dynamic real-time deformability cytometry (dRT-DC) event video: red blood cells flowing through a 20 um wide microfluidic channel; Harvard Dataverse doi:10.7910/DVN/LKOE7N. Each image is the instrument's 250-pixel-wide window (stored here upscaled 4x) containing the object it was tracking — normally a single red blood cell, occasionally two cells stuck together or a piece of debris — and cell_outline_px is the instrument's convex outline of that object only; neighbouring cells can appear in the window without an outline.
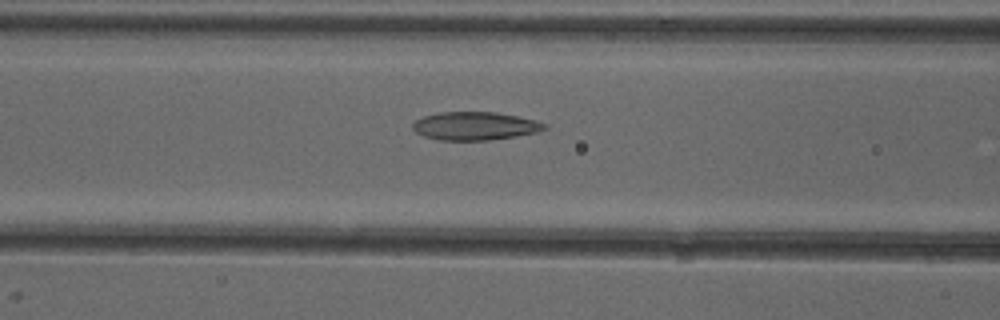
{"species": "common noctule bat (a hibernating species)", "species_latin": "Nyctalus noctula", "temperature_condition": "cold", "stored_images_in_passage": 42, "camera_frame_rate_fps": 3000, "um_per_image_px": 0.085, "animal": {"sex": "female"}, "frame": {"image": 1, "passage_image": 12, "time_ms": 3.667, "image_size_px": [1000, 320], "cell_outline_px": [[548, 128], [536, 132], [516, 136], [488, 140], [440, 140], [424, 136], [416, 132], [412, 128], [412, 124], [416, 120], [424, 116], [436, 112], [496, 112], [536, 120], [548, 124]], "centroid_in_image_um": [40.38, 10.7], "position_along_channel_um": 126.2, "area_um2": 21.68}}
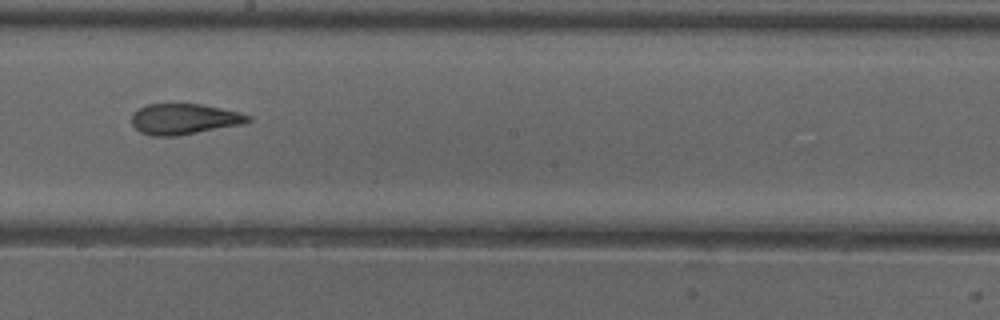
{"frame": {"image": 2, "passage_image": 20, "time_ms": 6.333, "image_size_px": [1000, 320], "cell_outline_px": [[252, 120], [244, 124], [176, 136], [152, 136], [140, 132], [132, 124], [132, 112], [148, 104], [200, 104], [240, 112], [252, 116]], "centroid_in_image_um": [15.67, 10.12], "position_along_channel_um": 232.5, "area_um2": 20.87}}
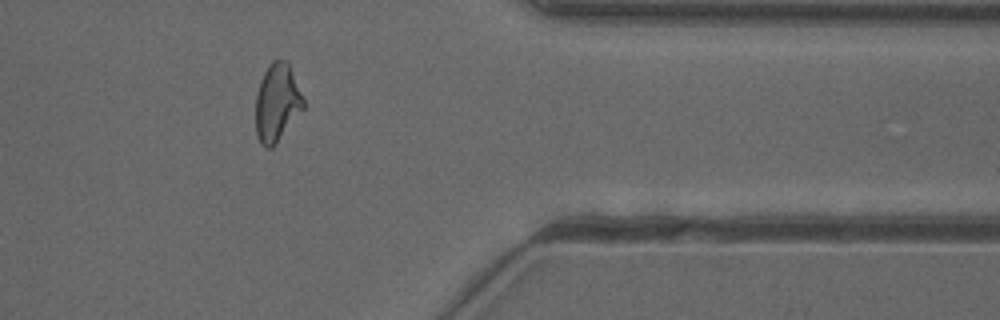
{"frame": {"image": 3, "passage_image": 33, "time_ms": 10.667, "image_size_px": [1000, 320], "cell_outline_px": [[304, 108], [276, 144], [272, 148], [268, 148], [260, 144], [256, 136], [256, 96], [260, 80], [268, 64], [272, 60], [288, 60], [304, 100]], "centroid_in_image_um": [23.54, 8.73], "position_along_channel_um": 387.9, "area_um2": 21.79}, "authors_computed_cell_mechanics": {"area_um2": 21.7328, "velocity_mm_per_s": 3.9782, "shape_relaxation_time_tau1_ms": null, "shape_relaxation_time_tau2_ms": 2.3056, "deformation_change_tau1": null, "deformation_change_tau2": 0.0999}}